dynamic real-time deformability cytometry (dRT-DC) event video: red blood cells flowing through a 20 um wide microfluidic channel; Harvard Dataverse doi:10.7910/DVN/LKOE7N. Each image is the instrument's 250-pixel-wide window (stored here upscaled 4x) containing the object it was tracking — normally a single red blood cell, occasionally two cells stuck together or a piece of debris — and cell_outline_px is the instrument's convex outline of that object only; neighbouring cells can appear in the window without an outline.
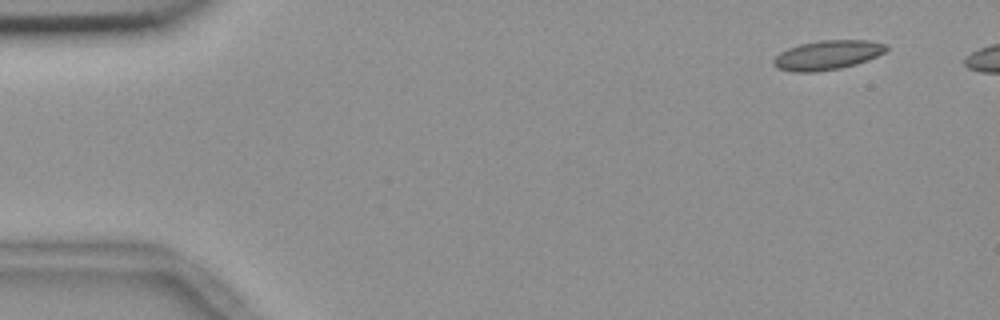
{"species": "common noctule bat (a hibernating species)", "species_latin": "Nyctalus noctula", "temperature_condition": "room temperature", "stored_images_in_passage": 5, "camera_frame_rate_fps": 3000, "um_per_image_px": 0.085, "animal": {"sex": "female", "body_mass_g": 18.4}, "frame": {"image": 1, "passage_image": 1, "time_ms": 0.0, "image_size_px": [1000, 320], "cell_outline_px": [[888, 48], [884, 52], [868, 60], [856, 64], [840, 68], [816, 72], [792, 72], [776, 68], [772, 64], [772, 60], [780, 52], [788, 48], [800, 44], [824, 40], [868, 40], [888, 44]], "centroid_in_image_um": [70.31, 4.68], "position_along_channel_um": 14.7, "area_um2": 19.36}}